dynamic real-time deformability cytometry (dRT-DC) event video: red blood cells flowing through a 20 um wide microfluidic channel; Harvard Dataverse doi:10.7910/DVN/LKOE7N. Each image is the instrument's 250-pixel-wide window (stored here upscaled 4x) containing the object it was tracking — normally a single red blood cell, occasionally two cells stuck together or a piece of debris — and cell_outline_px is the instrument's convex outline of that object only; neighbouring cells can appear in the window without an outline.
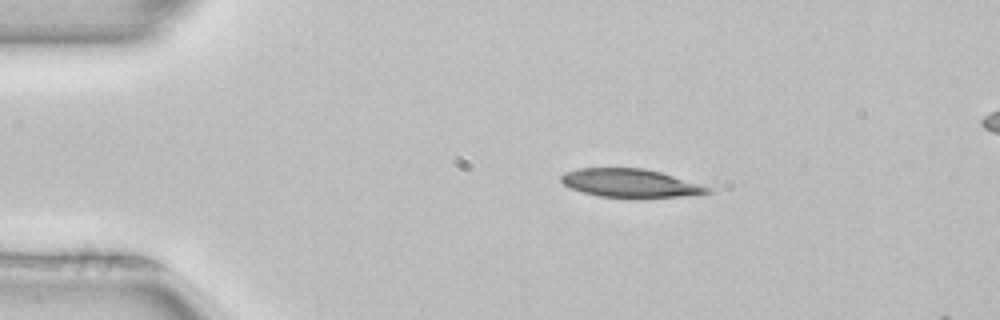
{"species": "common noctule bat (a hibernating species)", "species_latin": "Nyctalus noctula", "temperature_condition": "room temperature", "stored_images_in_passage": 2, "camera_frame_rate_fps": 3000, "um_per_image_px": 0.085, "animal": {"sex": "female", "body_mass_g": 22.7, "forearm_length_mm": 54.2}, "frame": {"image": 1, "passage_image": 1, "time_ms": 0.0, "image_size_px": [1000, 320], "cell_outline_px": [[712, 192], [680, 196], [600, 196], [584, 192], [572, 188], [564, 184], [560, 180], [560, 176], [564, 172], [580, 168], [640, 168], [660, 172], [712, 188]], "centroid_in_image_um": [53.52, 15.54], "position_along_channel_um": 31.5, "area_um2": 23.35}}